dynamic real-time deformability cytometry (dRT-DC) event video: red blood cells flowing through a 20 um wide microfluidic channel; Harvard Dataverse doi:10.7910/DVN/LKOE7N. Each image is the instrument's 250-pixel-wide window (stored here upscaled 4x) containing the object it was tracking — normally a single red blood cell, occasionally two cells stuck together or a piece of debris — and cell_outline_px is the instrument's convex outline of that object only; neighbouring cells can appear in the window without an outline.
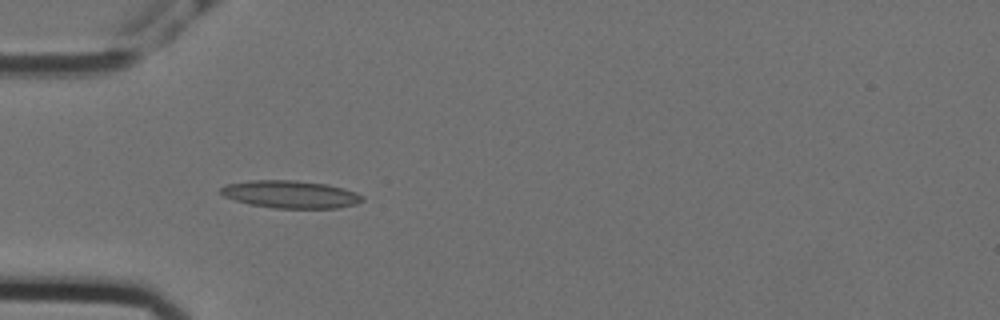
{"species": "Egyptian fruit bat (a non-hibernating species)", "species_latin": "Rousettus aegyptiacus", "temperature_condition": "cold", "stored_images_in_passage": 43, "camera_frame_rate_fps": 3000, "um_per_image_px": 0.085, "animal": {"sex": "female"}, "frame": {"image": 1, "passage_image": 4, "time_ms": 1.0, "image_size_px": [1000, 320], "cell_outline_px": [[364, 200], [356, 204], [336, 208], [272, 208], [248, 204], [224, 196], [220, 192], [220, 188], [228, 184], [252, 180], [296, 180], [328, 184], [344, 188], [356, 192], [364, 196]], "centroid_in_image_um": [24.73, 16.52], "position_along_channel_um": 60.3, "area_um2": 22.83}}
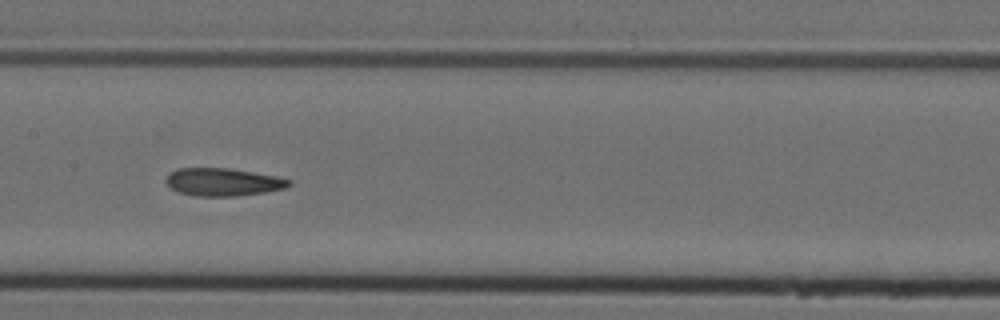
{"frame": {"image": 2, "passage_image": 15, "time_ms": 4.667, "image_size_px": [1000, 320], "cell_outline_px": [[292, 184], [284, 188], [264, 192], [236, 196], [192, 196], [180, 192], [172, 188], [164, 180], [176, 168], [228, 168], [276, 176], [292, 180]], "centroid_in_image_um": [18.96, 15.47], "position_along_channel_um": 188.4, "area_um2": 19.77}}
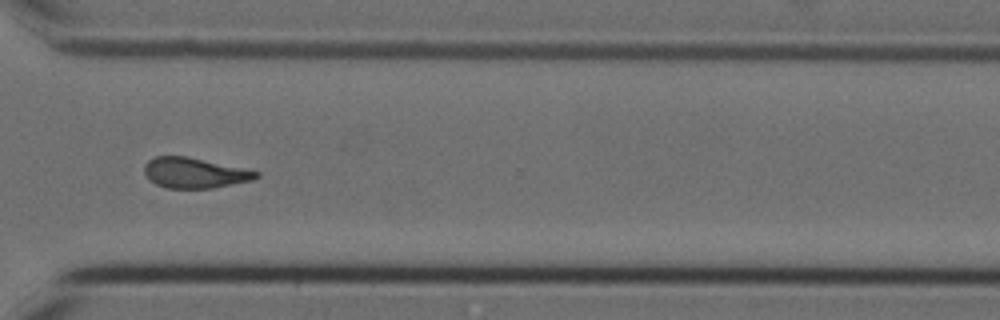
{"frame": {"image": 3, "passage_image": 29, "time_ms": 9.333, "image_size_px": [1000, 320], "cell_outline_px": [[260, 176], [252, 180], [212, 188], [164, 188], [156, 184], [144, 172], [144, 164], [152, 156], [188, 156], [260, 172]], "centroid_in_image_um": [16.52, 14.68], "position_along_channel_um": 354.1, "area_um2": 19.71}, "authors_computed_cell_mechanics": {"area_um2": 20.1144, "velocity_mm_per_s": 3.5672, "shape_relaxation_time_tau1_ms": 9.8698, "shape_relaxation_time_tau2_ms": 4.382, "deformation_change_tau1": 0.2287, "deformation_change_tau2": 0.1346}}